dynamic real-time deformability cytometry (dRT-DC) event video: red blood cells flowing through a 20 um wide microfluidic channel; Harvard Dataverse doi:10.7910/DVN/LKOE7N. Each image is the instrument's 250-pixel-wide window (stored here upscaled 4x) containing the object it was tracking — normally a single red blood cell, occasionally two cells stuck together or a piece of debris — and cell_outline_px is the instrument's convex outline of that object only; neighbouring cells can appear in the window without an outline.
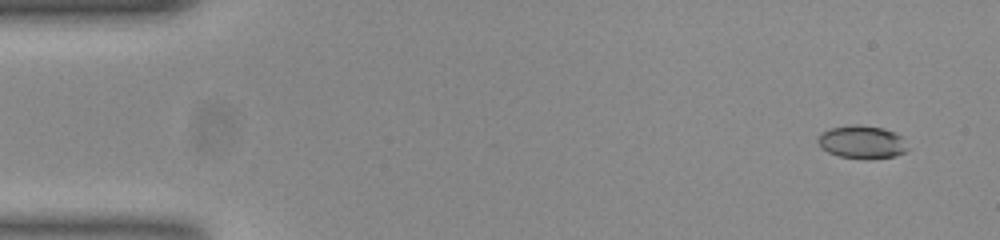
{"species": "common noctule bat (a hibernating species)", "species_latin": "Nyctalus noctula", "temperature_condition": "room temperature", "stored_images_in_passage": 53, "camera_frame_rate_fps": 3000, "um_per_image_px": 0.085, "animal": {"sex": "female", "body_mass_g": 23.0, "forearm_length_mm": 53.4}, "frame": {"image": 1, "passage_image": 4, "time_ms": 1.0, "image_size_px": [1000, 240], "cell_outline_px": [[908, 148], [904, 152], [896, 156], [868, 160], [840, 156], [828, 152], [820, 148], [816, 140], [820, 132], [828, 128], [852, 124], [856, 124], [884, 128], [900, 136]], "centroid_in_image_um": [73.2, 12.08], "position_along_channel_um": 11.8, "area_um2": 17.51}}
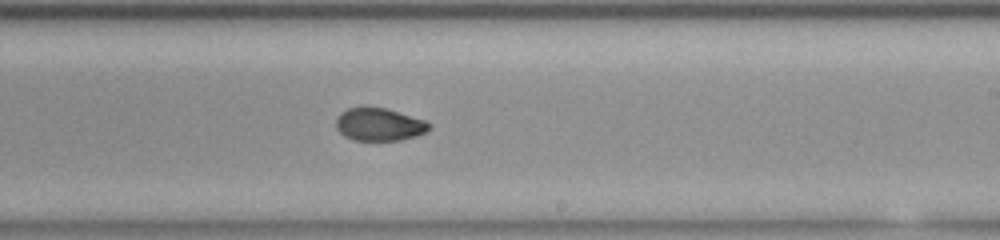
{"frame": {"image": 2, "passage_image": 32, "time_ms": 10.333, "image_size_px": [1000, 240], "cell_outline_px": [[432, 124], [424, 132], [416, 136], [400, 140], [352, 140], [344, 136], [336, 128], [336, 120], [340, 112], [348, 108], [384, 108], [424, 120]], "centroid_in_image_um": [32.2, 10.59], "position_along_channel_um": 256.8, "area_um2": 17.46}}
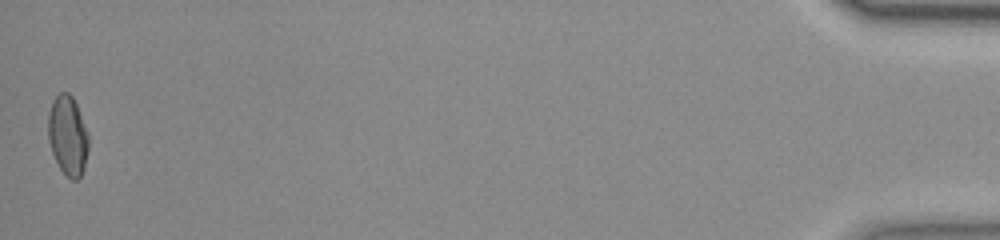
{"frame": {"image": 3, "passage_image": 53, "time_ms": 17.333, "image_size_px": [1000, 240], "cell_outline_px": [[88, 148], [84, 168], [80, 176], [76, 180], [72, 180], [60, 168], [52, 152], [48, 140], [48, 112], [52, 100], [60, 92], [68, 92], [72, 96], [76, 104], [88, 132]], "centroid_in_image_um": [5.75, 11.49], "position_along_channel_um": 429.4, "area_um2": 18.67}, "authors_computed_cell_mechanics": {"area_um2": 18.2648, "velocity_mm_per_s": 3.8929, "shape_relaxation_time_tau1_ms": null, "shape_relaxation_time_tau2_ms": 1.7069, "deformation_change_tau1": null, "deformation_change_tau2": 0.0487}}